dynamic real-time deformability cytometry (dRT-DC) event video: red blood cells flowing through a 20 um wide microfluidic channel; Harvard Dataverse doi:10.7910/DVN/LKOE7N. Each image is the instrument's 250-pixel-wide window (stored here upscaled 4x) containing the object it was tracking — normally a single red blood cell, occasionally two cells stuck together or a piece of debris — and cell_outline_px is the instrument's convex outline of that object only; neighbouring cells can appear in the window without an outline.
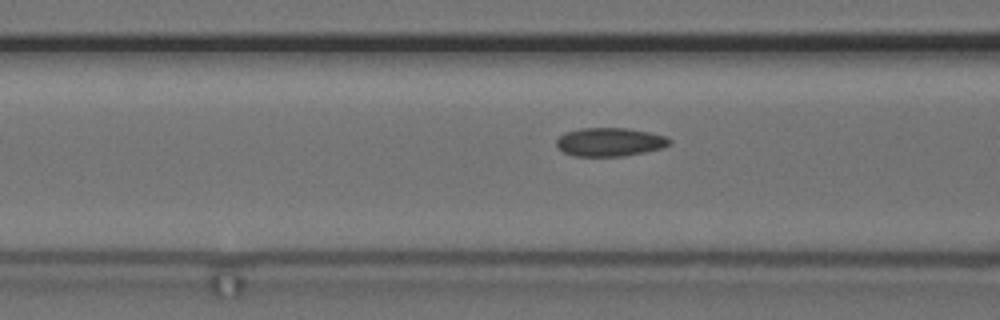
{"species": "common noctule bat (a hibernating species)", "species_latin": "Nyctalus noctula", "temperature_condition": "cold", "stored_images_in_passage": 16, "camera_frame_rate_fps": 3000, "um_per_image_px": 0.085, "animal": {"sex": "female", "body_mass_g": 24.6, "forearm_length_mm": 56.2}, "frame": {"image": 1, "passage_image": 14, "time_ms": 4.333, "image_size_px": [1000, 320], "cell_outline_px": [[672, 140], [664, 148], [624, 156], [572, 156], [556, 148], [556, 140], [564, 132], [580, 128], [628, 128], [668, 136]], "centroid_in_image_um": [51.82, 12.07], "position_along_channel_um": 114.8, "area_um2": 19.02}}